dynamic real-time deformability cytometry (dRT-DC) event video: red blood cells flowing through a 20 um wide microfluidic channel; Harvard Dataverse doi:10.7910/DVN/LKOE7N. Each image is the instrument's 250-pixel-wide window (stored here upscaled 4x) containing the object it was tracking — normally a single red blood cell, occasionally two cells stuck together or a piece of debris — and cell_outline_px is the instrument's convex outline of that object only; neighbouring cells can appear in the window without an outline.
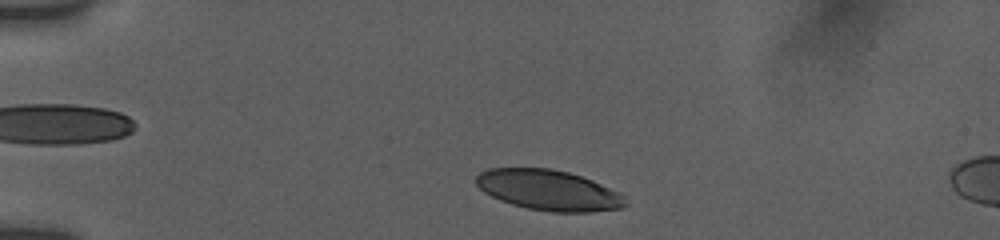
{"species": "human", "species_latin": "Homo sapiens", "temperature_condition": "room temperature", "stored_images_in_passage": 5, "camera_frame_rate_fps": 3000, "um_per_image_px": 0.085, "donor": {"sex": "female"}, "frame": {"image": 1, "passage_image": 2, "time_ms": 0.333, "image_size_px": [1000, 240], "cell_outline_px": [[628, 204], [624, 208], [592, 212], [552, 212], [528, 208], [512, 204], [500, 200], [484, 192], [472, 180], [480, 172], [488, 168], [552, 168], [568, 172], [592, 180], [620, 192], [624, 196]], "centroid_in_image_um": [46.64, 16.16], "position_along_channel_um": 38.4, "area_um2": 35.43}}